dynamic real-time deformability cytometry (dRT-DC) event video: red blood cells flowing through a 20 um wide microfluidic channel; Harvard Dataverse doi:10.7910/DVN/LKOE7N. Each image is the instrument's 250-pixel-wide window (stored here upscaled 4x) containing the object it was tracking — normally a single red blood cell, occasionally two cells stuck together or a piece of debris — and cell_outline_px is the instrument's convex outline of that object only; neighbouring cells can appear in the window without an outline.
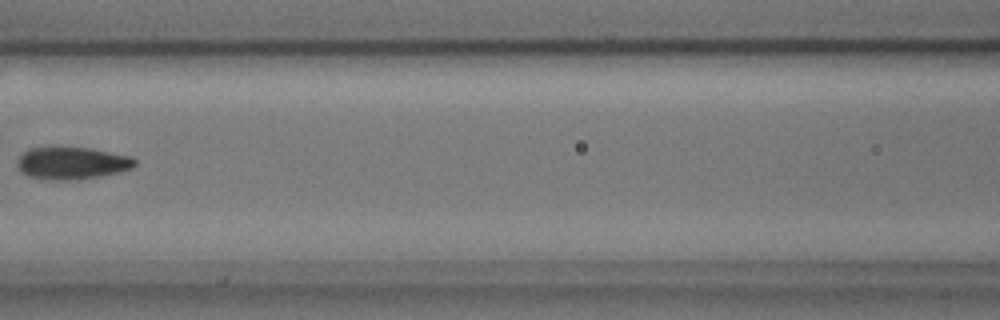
{"species": "common noctule bat (a hibernating species)", "species_latin": "Nyctalus noctula", "temperature_condition": "cold", "stored_images_in_passage": 7, "camera_frame_rate_fps": 3000, "um_per_image_px": 0.085, "animal": {"sex": "male", "body_mass_g": 17.9, "forearm_length_mm": 54.2}, "frame": {"image": 1, "passage_image": 7, "time_ms": 2.0, "image_size_px": [1000, 320], "cell_outline_px": [[136, 164], [132, 168], [120, 172], [100, 176], [76, 180], [48, 180], [28, 176], [20, 172], [16, 164], [20, 156], [28, 148], [52, 144], [92, 148], [132, 156], [136, 160]], "centroid_in_image_um": [6.08, 13.82], "position_along_channel_um": 160.5, "area_um2": 23.18}}